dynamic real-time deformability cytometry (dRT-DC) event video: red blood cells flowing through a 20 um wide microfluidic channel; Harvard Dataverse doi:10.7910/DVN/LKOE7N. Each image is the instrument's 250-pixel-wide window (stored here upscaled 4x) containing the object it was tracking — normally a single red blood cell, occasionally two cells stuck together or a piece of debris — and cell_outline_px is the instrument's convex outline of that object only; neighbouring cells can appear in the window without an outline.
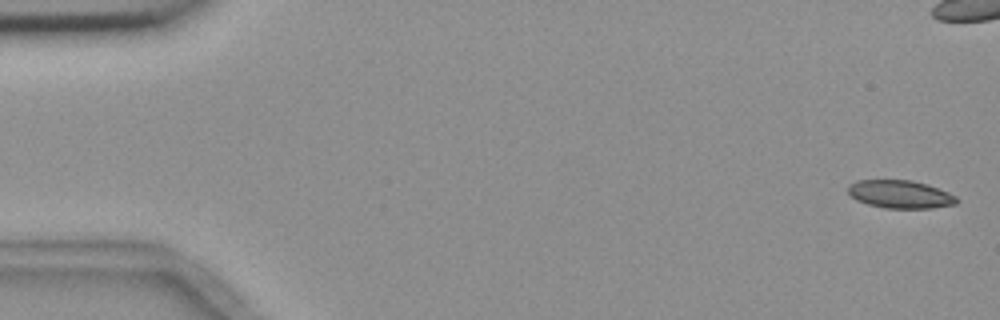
{"species": "common noctule bat (a hibernating species)", "species_latin": "Nyctalus noctula", "temperature_condition": "room temperature", "stored_images_in_passage": 7, "camera_frame_rate_fps": 3000, "um_per_image_px": 0.085, "animal": {"sex": "female", "body_mass_g": 18.4}, "frame": {"image": 1, "passage_image": 1, "time_ms": 0.0, "image_size_px": [1000, 320], "cell_outline_px": [[960, 200], [956, 204], [932, 208], [884, 208], [868, 204], [856, 200], [848, 192], [848, 184], [856, 180], [912, 180], [928, 184], [948, 192], [956, 196]], "centroid_in_image_um": [76.53, 16.51], "position_along_channel_um": 8.5, "area_um2": 17.86}}